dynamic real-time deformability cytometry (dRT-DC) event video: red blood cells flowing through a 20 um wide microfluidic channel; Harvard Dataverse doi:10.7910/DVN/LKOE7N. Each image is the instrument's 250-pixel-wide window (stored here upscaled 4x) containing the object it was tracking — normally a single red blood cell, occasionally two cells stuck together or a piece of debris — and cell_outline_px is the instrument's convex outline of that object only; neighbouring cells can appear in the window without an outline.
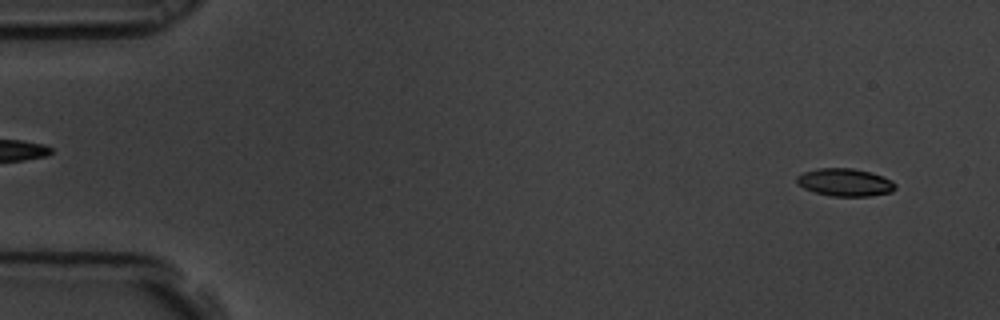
{"species": "common noctule bat (a hibernating species)", "species_latin": "Nyctalus noctula", "temperature_condition": "room temperature", "stored_images_in_passage": 18, "camera_frame_rate_fps": 3000, "um_per_image_px": 0.085, "animal": {"sex": "male", "body_mass_g": 19.5, "forearm_length_mm": 54.6}, "frame": {"image": 1, "passage_image": 4, "time_ms": 1.0, "image_size_px": [1000, 320], "cell_outline_px": [[896, 188], [892, 192], [868, 196], [832, 196], [816, 192], [804, 188], [796, 184], [796, 176], [804, 172], [816, 168], [852, 168], [872, 172], [892, 180], [896, 184]], "centroid_in_image_um": [71.83, 15.49], "position_along_channel_um": 13.2, "area_um2": 16.01}}
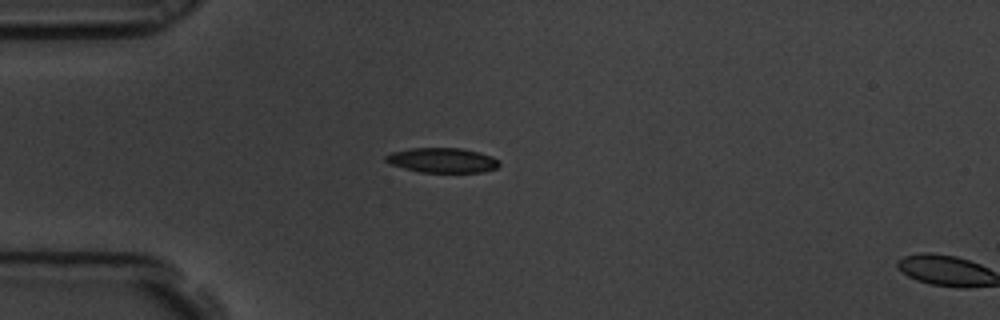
{"frame": {"image": 2, "passage_image": 16, "time_ms": 5.0, "image_size_px": [1000, 320], "cell_outline_px": [[500, 164], [496, 168], [484, 172], [420, 172], [404, 168], [392, 164], [384, 160], [384, 156], [392, 152], [412, 148], [460, 148], [480, 152], [492, 156], [500, 160]], "centroid_in_image_um": [37.63, 13.62], "position_along_channel_um": 47.4, "area_um2": 16.42}}